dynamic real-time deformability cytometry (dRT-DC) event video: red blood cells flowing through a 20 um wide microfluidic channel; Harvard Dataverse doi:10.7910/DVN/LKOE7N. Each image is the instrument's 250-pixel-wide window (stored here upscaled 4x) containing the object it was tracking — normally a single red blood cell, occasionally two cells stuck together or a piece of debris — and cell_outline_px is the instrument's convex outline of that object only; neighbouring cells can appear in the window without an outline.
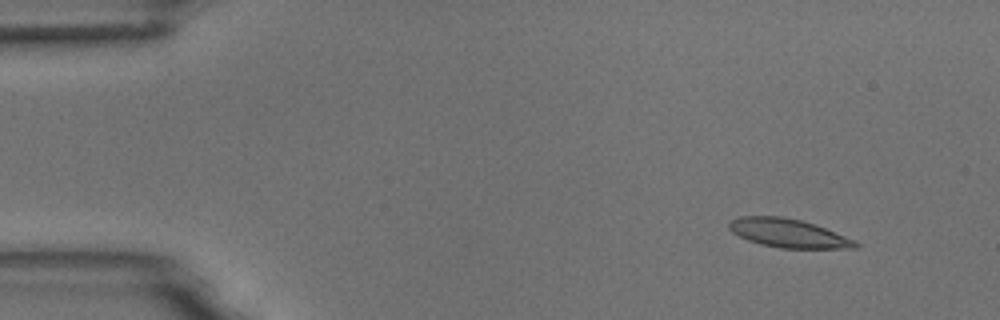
{"species": "common noctule bat (a hibernating species)", "species_latin": "Nyctalus noctula", "temperature_condition": "room temperature", "stored_images_in_passage": 5, "camera_frame_rate_fps": 3000, "um_per_image_px": 0.085, "animal": {"sex": "male", "body_mass_g": 18.8}, "frame": {"image": 1, "passage_image": 2, "time_ms": 1.333, "image_size_px": [1000, 320], "cell_outline_px": [[860, 248], [780, 248], [760, 244], [748, 240], [732, 232], [728, 228], [728, 224], [732, 220], [740, 216], [780, 216], [800, 220], [824, 228], [856, 240], [860, 244]], "centroid_in_image_um": [67.01, 19.83], "position_along_channel_um": 18.0, "area_um2": 20.92}}
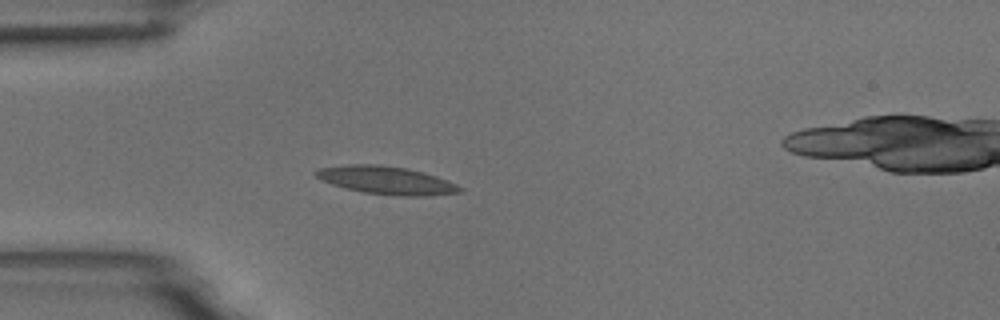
{"frame": {"image": 2, "passage_image": 5, "time_ms": 4.667, "image_size_px": [1000, 320], "cell_outline_px": [[464, 192], [428, 196], [400, 196], [364, 192], [332, 184], [320, 180], [312, 172], [320, 168], [344, 164], [380, 164], [408, 168], [424, 172], [448, 180], [464, 188]], "centroid_in_image_um": [32.88, 15.31], "position_along_channel_um": 52.1, "area_um2": 23.7}}